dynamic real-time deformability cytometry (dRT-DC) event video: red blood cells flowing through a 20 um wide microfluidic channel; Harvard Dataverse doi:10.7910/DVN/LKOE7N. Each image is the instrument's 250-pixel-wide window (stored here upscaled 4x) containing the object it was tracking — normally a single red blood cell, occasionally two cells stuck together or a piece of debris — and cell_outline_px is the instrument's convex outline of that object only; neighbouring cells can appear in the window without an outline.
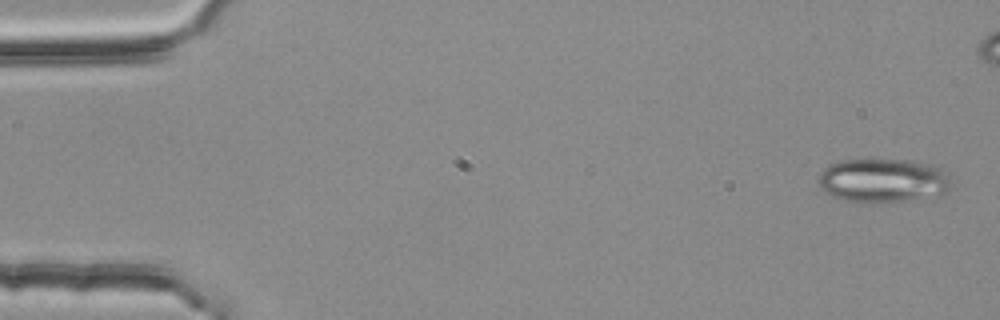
{"species": "common noctule bat (a hibernating species)", "species_latin": "Nyctalus noctula", "temperature_condition": "room temperature", "stored_images_in_passage": 5, "camera_frame_rate_fps": 3000, "um_per_image_px": 0.085, "animal": {"sex": "female", "body_mass_g": 25.1}, "frame": {"image": 1, "passage_image": 1, "time_ms": 0.0, "image_size_px": [1000, 320], "cell_outline_px": [[952, 188], [936, 196], [884, 204], [868, 204], [844, 200], [832, 196], [824, 192], [820, 188], [816, 180], [820, 172], [824, 168], [840, 160], [904, 160], [928, 164], [940, 168], [948, 172]], "centroid_in_image_um": [75.03, 15.38], "position_along_channel_um": 10.0, "area_um2": 34.68}}